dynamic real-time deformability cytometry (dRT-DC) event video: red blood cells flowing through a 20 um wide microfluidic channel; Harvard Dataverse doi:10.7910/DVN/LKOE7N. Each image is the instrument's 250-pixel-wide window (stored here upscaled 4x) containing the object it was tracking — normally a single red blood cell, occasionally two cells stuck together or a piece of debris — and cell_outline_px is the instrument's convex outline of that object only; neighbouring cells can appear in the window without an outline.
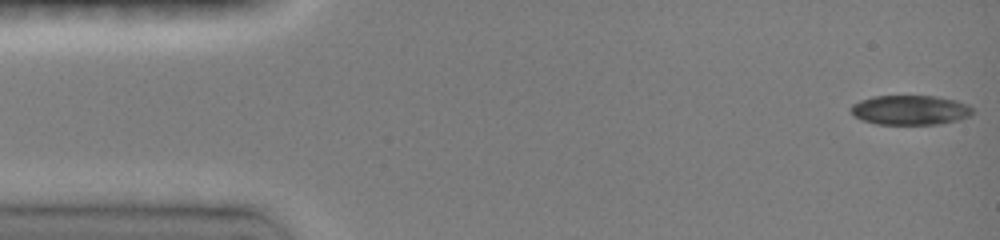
{"species": "common noctule bat (a hibernating species)", "species_latin": "Nyctalus noctula", "temperature_condition": "room temperature", "stored_images_in_passage": 55, "camera_frame_rate_fps": 3000, "um_per_image_px": 0.085, "animal": {"sex": "female", "body_mass_g": 19.0, "forearm_length_mm": 51.5}, "frame": {"image": 1, "passage_image": 1, "time_ms": 0.0, "image_size_px": [1000, 240], "cell_outline_px": [[976, 112], [960, 120], [936, 124], [876, 124], [864, 120], [856, 116], [848, 108], [852, 104], [860, 100], [872, 96], [936, 96], [956, 100], [968, 104]], "centroid_in_image_um": [77.39, 9.34], "position_along_channel_um": 7.6, "area_um2": 21.1}}
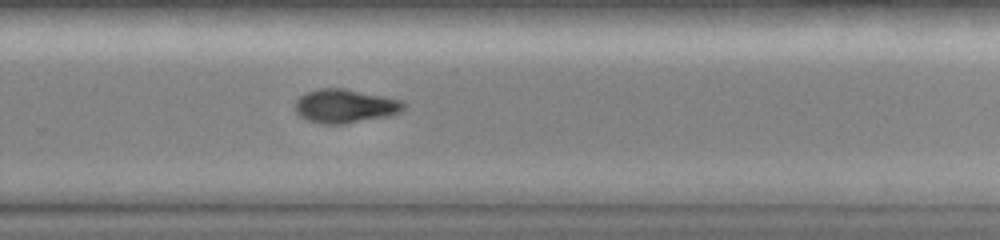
{"frame": {"image": 2, "passage_image": 37, "time_ms": 10.0, "image_size_px": [1000, 240], "cell_outline_px": [[408, 104], [400, 112], [388, 116], [344, 124], [324, 124], [308, 120], [300, 116], [296, 112], [296, 100], [304, 92], [320, 88], [344, 88], [404, 100]], "centroid_in_image_um": [29.36, 9.0], "position_along_channel_um": 300.4, "area_um2": 21.5}}
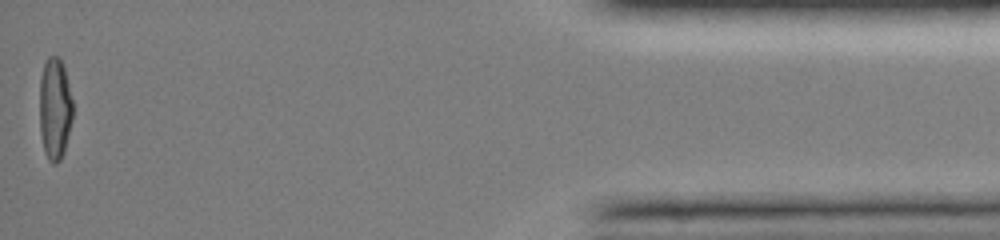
{"frame": {"image": 3, "passage_image": 54, "time_ms": 15.0, "image_size_px": [1000, 240], "cell_outline_px": [[72, 120], [64, 152], [60, 160], [56, 164], [52, 164], [48, 160], [44, 152], [40, 132], [40, 76], [44, 64], [48, 56], [60, 56], [64, 64], [72, 100]], "centroid_in_image_um": [4.66, 9.23], "position_along_channel_um": 430.5, "area_um2": 20.0}, "authors_computed_cell_mechanics": {"area_um2": 22.0218, "velocity_mm_per_s": 4.1034, "shape_relaxation_time_tau1_ms": 4.0714, "shape_relaxation_time_tau2_ms": null, "deformation_change_tau1": 0.1555, "deformation_change_tau2": null}}